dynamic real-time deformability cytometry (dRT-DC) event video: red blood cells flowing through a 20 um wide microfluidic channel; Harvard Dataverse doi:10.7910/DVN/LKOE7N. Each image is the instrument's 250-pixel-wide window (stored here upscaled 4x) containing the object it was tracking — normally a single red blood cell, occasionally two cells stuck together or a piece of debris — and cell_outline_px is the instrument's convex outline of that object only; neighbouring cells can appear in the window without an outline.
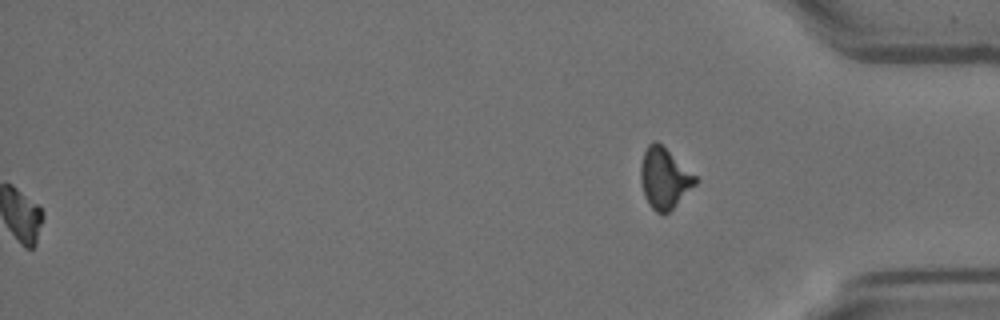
{"species": "Egyptian fruit bat (a non-hibernating species)", "species_latin": "Rousettus aegyptiacus", "temperature_condition": "room temperature", "stored_images_in_passage": 40, "segment_of_instrument_passage": [2, 2], "camera_frame_rate_fps": 3000, "um_per_image_px": 0.085, "animal": {"sex": "female"}, "frame": {"image": 1, "passage_image": 40, "time_ms": 13.0, "image_size_px": [1000, 320], "cell_outline_px": [[700, 180], [664, 216], [656, 212], [648, 204], [644, 196], [640, 180], [640, 164], [644, 152], [648, 144], [652, 140], [656, 140], [696, 176]], "centroid_in_image_um": [56.44, 15.16], "position_along_channel_um": 378.8, "area_um2": 19.31}}